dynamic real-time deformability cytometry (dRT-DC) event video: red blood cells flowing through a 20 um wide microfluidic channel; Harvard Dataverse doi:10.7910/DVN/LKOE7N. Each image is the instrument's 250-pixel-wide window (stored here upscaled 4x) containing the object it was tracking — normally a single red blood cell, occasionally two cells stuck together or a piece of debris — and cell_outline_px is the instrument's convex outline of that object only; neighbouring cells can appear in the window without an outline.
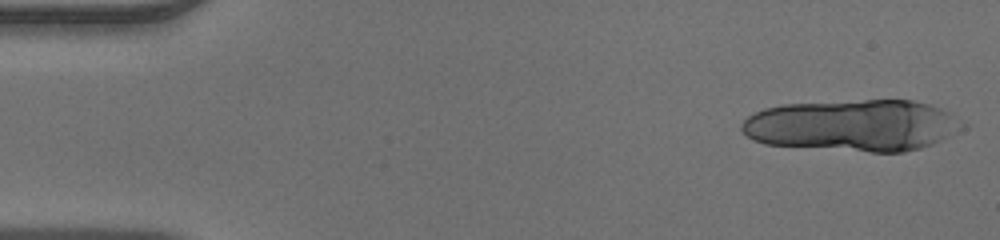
{"species": "human", "species_latin": "Homo sapiens", "temperature_condition": "warm", "stored_images_in_passage": 15, "camera_frame_rate_fps": 3000, "um_per_image_px": 0.085, "donor": {"sex": "male"}, "frame": {"image": 1, "passage_image": 1, "time_ms": 0.0, "image_size_px": [1000, 240], "cell_outline_px": [[948, 116], [944, 136], [940, 140], [932, 144], [920, 148], [904, 152], [872, 152], [764, 144], [752, 140], [740, 128], [740, 124], [748, 116], [764, 108], [780, 104], [864, 100], [912, 100], [928, 104], [940, 108], [948, 112]], "centroid_in_image_um": [72.2, 10.65], "position_along_channel_um": 12.8, "area_um2": 64.33}}